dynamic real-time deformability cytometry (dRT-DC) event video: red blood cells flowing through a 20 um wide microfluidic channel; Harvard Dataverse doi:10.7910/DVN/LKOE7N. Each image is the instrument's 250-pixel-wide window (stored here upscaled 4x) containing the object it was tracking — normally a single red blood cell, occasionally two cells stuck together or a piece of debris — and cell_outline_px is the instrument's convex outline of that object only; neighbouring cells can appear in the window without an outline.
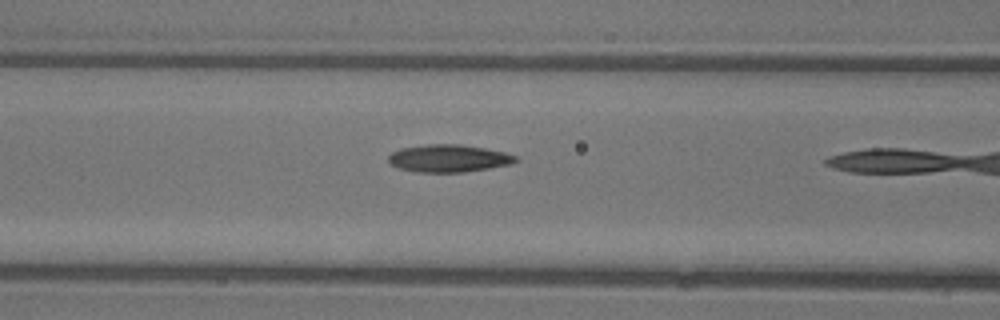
{"species": "common noctule bat (a hibernating species)", "species_latin": "Nyctalus noctula", "temperature_condition": "warm", "stored_images_in_passage": 17, "camera_frame_rate_fps": 3000, "um_per_image_px": 0.085, "animal": {"sex": "female"}, "frame": {"image": 1, "passage_image": 16, "time_ms": 5.0, "image_size_px": [1000, 320], "cell_outline_px": [[520, 160], [512, 164], [464, 172], [416, 172], [400, 168], [392, 164], [388, 160], [388, 156], [392, 152], [400, 148], [428, 144], [460, 144], [484, 148], [504, 152], [516, 156]], "centroid_in_image_um": [38.15, 13.45], "position_along_channel_um": 128.5, "area_um2": 20.35}}